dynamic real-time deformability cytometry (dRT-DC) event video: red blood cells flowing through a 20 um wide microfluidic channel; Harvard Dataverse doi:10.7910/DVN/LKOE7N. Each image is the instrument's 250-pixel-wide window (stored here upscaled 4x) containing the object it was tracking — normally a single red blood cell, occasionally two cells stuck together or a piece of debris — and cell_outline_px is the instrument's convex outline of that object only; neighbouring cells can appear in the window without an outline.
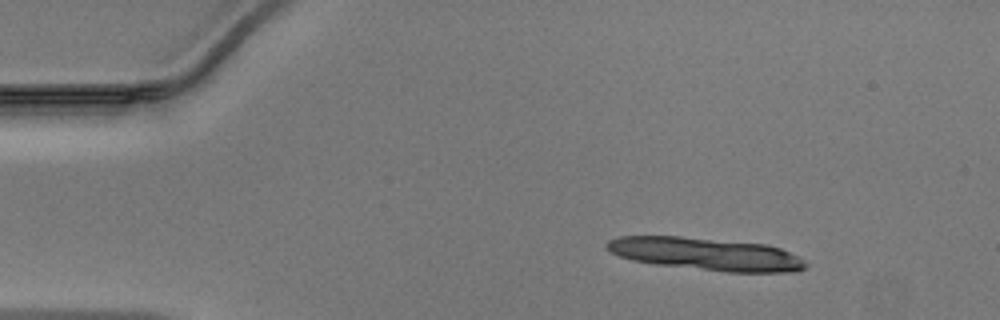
{"species": "Egyptian fruit bat (a non-hibernating species)", "species_latin": "Rousettus aegyptiacus", "temperature_condition": "warm", "stored_images_in_passage": 12, "camera_frame_rate_fps": 3000, "um_per_image_px": 0.085, "animal": {"sex": "male"}, "frame": {"image": 1, "passage_image": 6, "time_ms": 1.667, "image_size_px": [1000, 320], "cell_outline_px": [[808, 264], [804, 268], [796, 272], [728, 272], [656, 264], [632, 260], [620, 256], [612, 252], [604, 244], [608, 240], [616, 236], [680, 236], [768, 244], [780, 248], [800, 256]], "centroid_in_image_um": [60.05, 21.58], "position_along_channel_um": 25.0, "area_um2": 37.92}}